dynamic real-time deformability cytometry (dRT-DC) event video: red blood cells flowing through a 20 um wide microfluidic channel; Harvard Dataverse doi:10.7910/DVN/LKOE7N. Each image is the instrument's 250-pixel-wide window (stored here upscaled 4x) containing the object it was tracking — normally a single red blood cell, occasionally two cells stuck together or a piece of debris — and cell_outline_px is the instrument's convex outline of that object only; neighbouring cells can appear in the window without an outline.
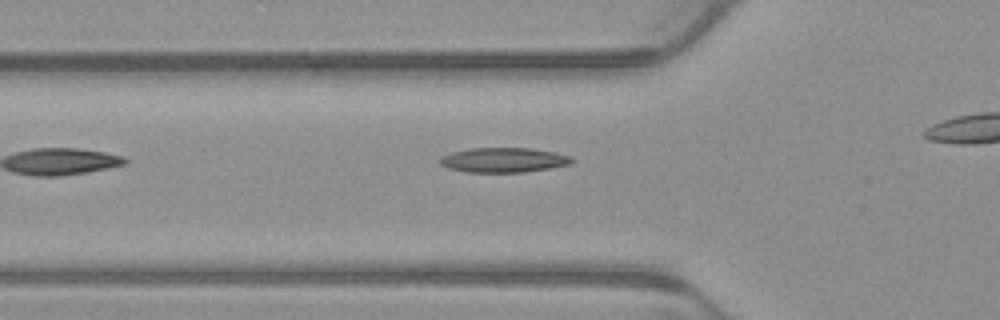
{"species": "common noctule bat (a hibernating species)", "species_latin": "Nyctalus noctula", "temperature_condition": "warm", "stored_images_in_passage": 5, "segment_of_instrument_passage": [1, 2], "camera_frame_rate_fps": 3000, "um_per_image_px": 0.085, "animal": {"sex": "male", "body_mass_g": 23.1, "forearm_length_mm": 52.7}, "frame": {"image": 1, "passage_image": 4, "time_ms": 1.0, "image_size_px": [1000, 320], "cell_outline_px": [[572, 160], [568, 164], [548, 168], [524, 172], [468, 172], [448, 168], [440, 164], [440, 156], [452, 152], [472, 148], [528, 148], [556, 152], [572, 156]], "centroid_in_image_um": [42.78, 13.59], "position_along_channel_um": 83.0, "area_um2": 18.84}}